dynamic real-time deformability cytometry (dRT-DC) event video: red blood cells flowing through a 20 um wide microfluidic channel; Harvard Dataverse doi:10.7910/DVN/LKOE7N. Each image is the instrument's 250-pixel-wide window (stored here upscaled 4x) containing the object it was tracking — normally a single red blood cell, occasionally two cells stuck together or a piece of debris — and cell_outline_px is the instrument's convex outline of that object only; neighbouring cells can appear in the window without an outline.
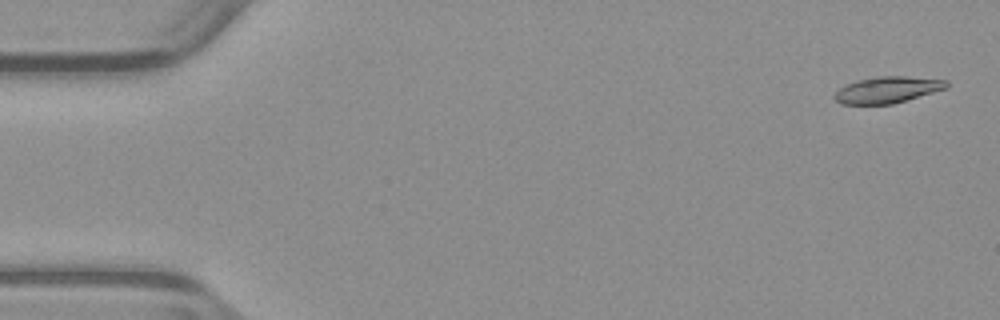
{"species": "common noctule bat (a hibernating species)", "species_latin": "Nyctalus noctula", "temperature_condition": "warm", "stored_images_in_passage": 52, "camera_frame_rate_fps": 3000, "um_per_image_px": 0.085, "animal": {"sex": "male", "body_mass_g": 23.1, "forearm_length_mm": 52.7}, "frame": {"image": 1, "passage_image": 2, "time_ms": 0.333, "image_size_px": [1000, 320], "cell_outline_px": [[948, 88], [892, 104], [840, 104], [832, 96], [844, 84], [856, 80], [880, 76], [904, 76], [948, 80]], "centroid_in_image_um": [75.42, 7.63], "position_along_channel_um": 9.6, "area_um2": 17.28}}
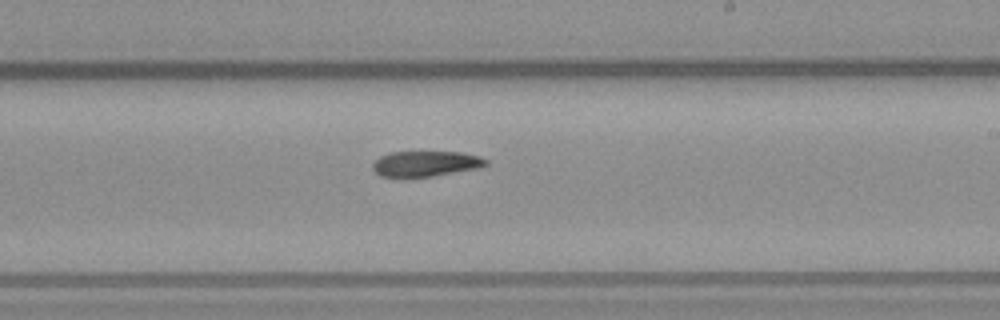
{"frame": {"image": 2, "passage_image": 31, "time_ms": 10.0, "image_size_px": [1000, 320], "cell_outline_px": [[488, 164], [480, 168], [432, 176], [380, 176], [372, 168], [372, 164], [380, 156], [392, 152], [464, 152], [480, 156], [488, 160]], "centroid_in_image_um": [36.24, 13.9], "position_along_channel_um": 252.8, "area_um2": 16.7}}
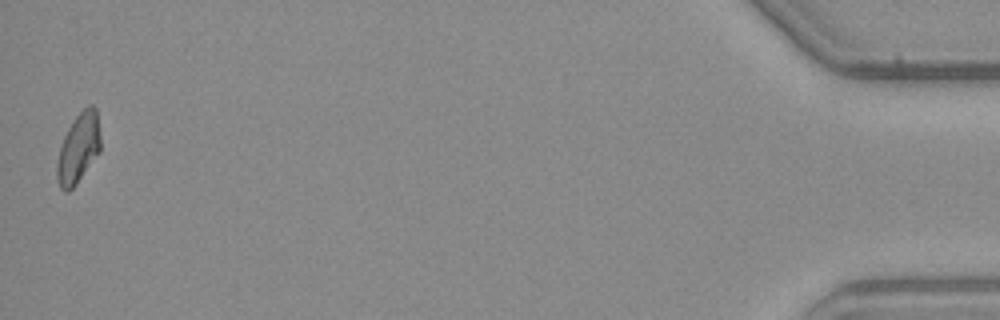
{"frame": {"image": 3, "passage_image": 52, "time_ms": 17.0, "image_size_px": [1000, 320], "cell_outline_px": [[100, 152], [76, 184], [68, 192], [64, 192], [60, 188], [56, 176], [56, 164], [60, 148], [64, 136], [68, 128], [76, 116], [88, 104], [92, 104], [96, 108], [100, 136]], "centroid_in_image_um": [6.66, 12.61], "position_along_channel_um": 428.5, "area_um2": 17.69}}